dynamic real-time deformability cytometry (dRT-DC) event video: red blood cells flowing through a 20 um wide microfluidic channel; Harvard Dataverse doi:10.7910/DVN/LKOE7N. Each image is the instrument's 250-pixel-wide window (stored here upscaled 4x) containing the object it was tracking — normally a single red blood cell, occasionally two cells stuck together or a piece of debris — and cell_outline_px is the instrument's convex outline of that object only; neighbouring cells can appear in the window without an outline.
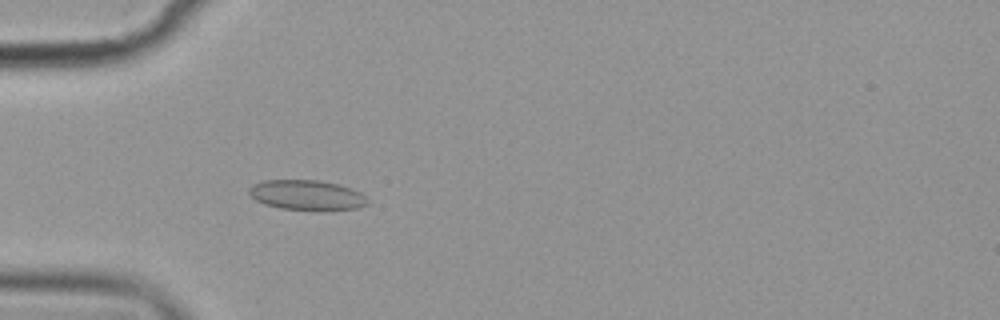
{"species": "common noctule bat (a hibernating species)", "species_latin": "Nyctalus noctula", "temperature_condition": "cold", "stored_images_in_passage": 57, "camera_frame_rate_fps": 3000, "um_per_image_px": 0.085, "animal": {"sex": "female", "body_mass_g": 19.9}, "frame": {"image": 1, "passage_image": 18, "time_ms": 5.667, "image_size_px": [1000, 320], "cell_outline_px": [[368, 204], [360, 208], [324, 212], [320, 212], [280, 208], [264, 204], [248, 196], [248, 188], [252, 184], [264, 180], [320, 180], [340, 184], [352, 188], [360, 192], [368, 200]], "centroid_in_image_um": [26.1, 16.61], "position_along_channel_um": 58.9, "area_um2": 21.56}}
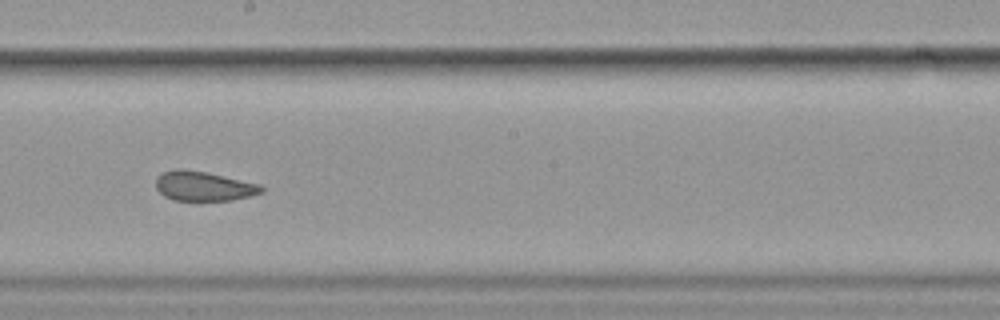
{"frame": {"image": 2, "passage_image": 33, "time_ms": 10.667, "image_size_px": [1000, 320], "cell_outline_px": [[264, 192], [252, 196], [232, 200], [172, 200], [164, 196], [156, 188], [156, 176], [160, 172], [176, 168], [180, 168], [208, 172], [260, 184], [264, 188]], "centroid_in_image_um": [17.3, 15.81], "position_along_channel_um": 230.9, "area_um2": 18.5}}
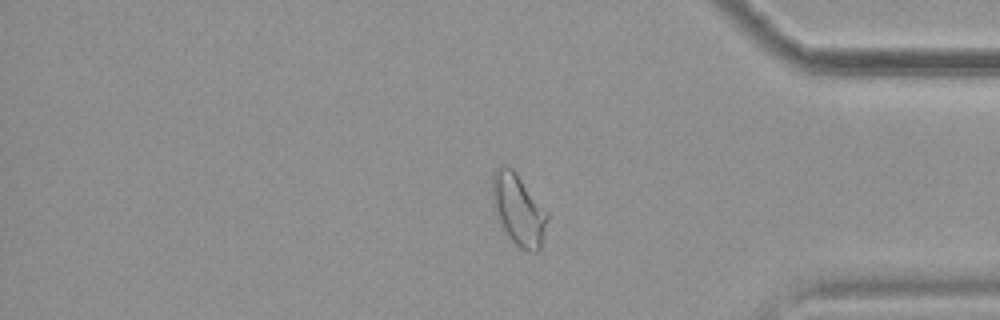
{"frame": {"image": 3, "passage_image": 48, "time_ms": 15.667, "image_size_px": [1000, 320], "cell_outline_px": [[548, 220], [540, 248], [536, 252], [528, 252], [520, 248], [504, 232], [496, 220], [492, 208], [492, 176], [496, 168], [500, 164], [504, 164], [512, 168], [516, 172], [548, 212]], "centroid_in_image_um": [44.03, 17.81], "position_along_channel_um": 391.2, "area_um2": 23.35}, "authors_computed_cell_mechanics": {"area_um2": 21.386, "velocity_mm_per_s": 3.5528, "shape_relaxation_time_tau1_ms": null, "shape_relaxation_time_tau2_ms": 1.5549, "deformation_change_tau1": null, "deformation_change_tau2": 0.0753}}